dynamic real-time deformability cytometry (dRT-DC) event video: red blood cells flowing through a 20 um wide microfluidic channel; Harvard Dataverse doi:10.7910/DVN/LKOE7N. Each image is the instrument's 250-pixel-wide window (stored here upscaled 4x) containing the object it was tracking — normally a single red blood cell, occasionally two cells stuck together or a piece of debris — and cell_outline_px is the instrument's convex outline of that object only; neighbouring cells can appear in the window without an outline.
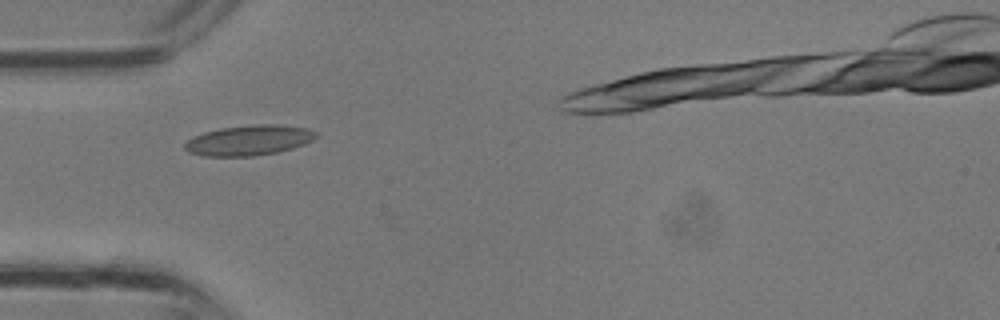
{"species": "common noctule bat (a hibernating species)", "species_latin": "Nyctalus noctula", "temperature_condition": "room temperature", "stored_images_in_passage": 6, "camera_frame_rate_fps": 3000, "um_per_image_px": 0.085, "animal": {"sex": "male", "body_mass_g": 13.3}, "frame": {"image": 1, "passage_image": 2, "time_ms": 0.333, "image_size_px": [1000, 320], "cell_outline_px": [[320, 136], [304, 144], [292, 148], [276, 152], [252, 156], [200, 156], [188, 152], [184, 148], [184, 144], [192, 136], [204, 132], [220, 128], [252, 124], [276, 124], [308, 128], [316, 132]], "centroid_in_image_um": [21.15, 11.91], "position_along_channel_um": 63.9, "area_um2": 23.29}}
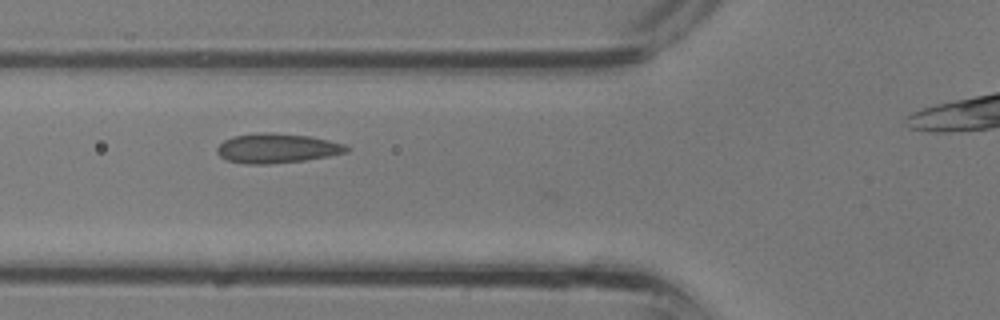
{"frame": {"image": 2, "passage_image": 4, "time_ms": 1.0, "image_size_px": [1000, 320], "cell_outline_px": [[352, 148], [348, 152], [328, 156], [304, 160], [268, 164], [244, 164], [228, 160], [220, 156], [216, 152], [216, 148], [224, 140], [232, 136], [264, 132], [268, 132], [308, 136], [328, 140], [344, 144]], "centroid_in_image_um": [23.53, 12.6], "position_along_channel_um": 102.3, "area_um2": 22.25}}